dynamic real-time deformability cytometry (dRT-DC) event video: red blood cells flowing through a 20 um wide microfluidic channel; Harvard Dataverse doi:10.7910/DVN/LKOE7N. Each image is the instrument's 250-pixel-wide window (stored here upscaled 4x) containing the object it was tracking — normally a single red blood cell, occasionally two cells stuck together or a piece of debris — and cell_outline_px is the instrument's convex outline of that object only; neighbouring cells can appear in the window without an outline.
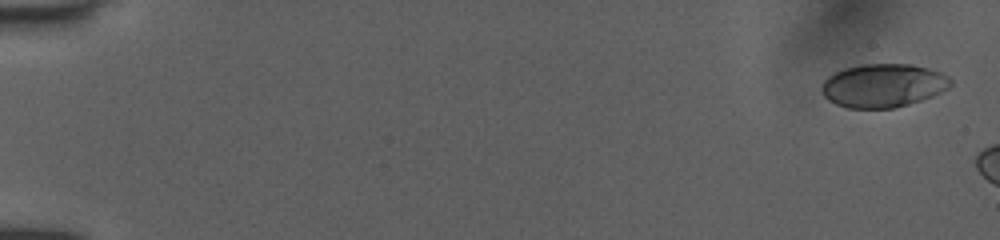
{"species": "human", "species_latin": "Homo sapiens", "temperature_condition": "room temperature", "stored_images_in_passage": 9, "camera_frame_rate_fps": 3000, "um_per_image_px": 0.085, "donor": {"sex": "female"}, "frame": {"image": 1, "passage_image": 1, "time_ms": 0.0, "image_size_px": [1000, 240], "cell_outline_px": [[952, 84], [948, 88], [932, 96], [908, 104], [892, 108], [848, 108], [836, 104], [828, 100], [824, 96], [820, 88], [824, 80], [828, 76], [844, 68], [864, 64], [912, 64], [928, 68], [940, 72], [948, 76], [952, 80]], "centroid_in_image_um": [75.06, 7.26], "position_along_channel_um": 9.9, "area_um2": 32.66}}